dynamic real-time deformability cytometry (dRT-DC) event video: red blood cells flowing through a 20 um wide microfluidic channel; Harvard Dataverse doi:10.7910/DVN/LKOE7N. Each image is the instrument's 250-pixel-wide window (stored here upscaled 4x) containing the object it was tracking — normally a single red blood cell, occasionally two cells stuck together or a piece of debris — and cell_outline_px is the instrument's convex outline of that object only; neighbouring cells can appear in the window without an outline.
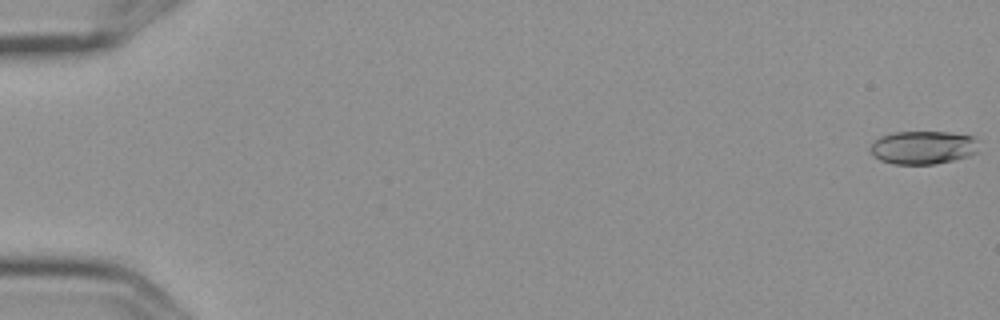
{"species": "Egyptian fruit bat (a non-hibernating species)", "species_latin": "Rousettus aegyptiacus", "temperature_condition": "cold", "stored_images_in_passage": 5, "camera_frame_rate_fps": 3000, "um_per_image_px": 0.085, "frame": {"image": 1, "passage_image": 1, "time_ms": 0.0, "image_size_px": [1000, 320], "cell_outline_px": [[976, 152], [968, 156], [936, 164], [892, 164], [880, 160], [872, 156], [872, 144], [880, 136], [896, 132], [948, 132], [976, 136]], "centroid_in_image_um": [78.46, 12.54], "position_along_channel_um": 6.5, "area_um2": 20.92}}
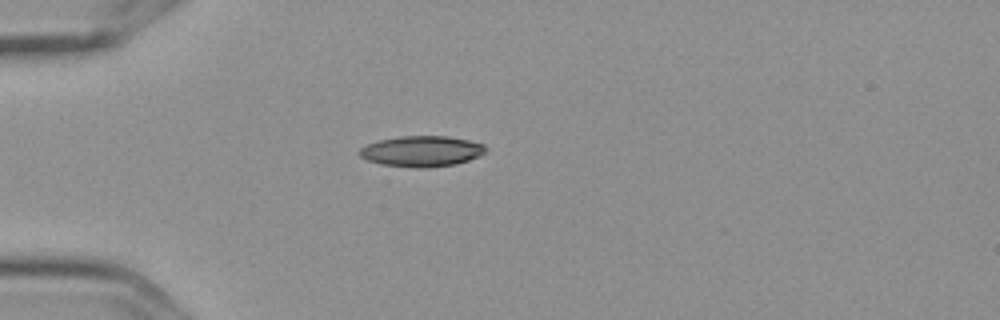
{"frame": {"image": 2, "passage_image": 5, "time_ms": 1.333, "image_size_px": [1000, 320], "cell_outline_px": [[488, 148], [480, 156], [456, 164], [420, 168], [416, 168], [380, 164], [368, 160], [360, 156], [356, 152], [360, 148], [368, 144], [380, 140], [400, 136], [448, 136], [468, 140], [484, 144]], "centroid_in_image_um": [35.84, 12.85], "position_along_channel_um": 49.2, "area_um2": 22.6}}